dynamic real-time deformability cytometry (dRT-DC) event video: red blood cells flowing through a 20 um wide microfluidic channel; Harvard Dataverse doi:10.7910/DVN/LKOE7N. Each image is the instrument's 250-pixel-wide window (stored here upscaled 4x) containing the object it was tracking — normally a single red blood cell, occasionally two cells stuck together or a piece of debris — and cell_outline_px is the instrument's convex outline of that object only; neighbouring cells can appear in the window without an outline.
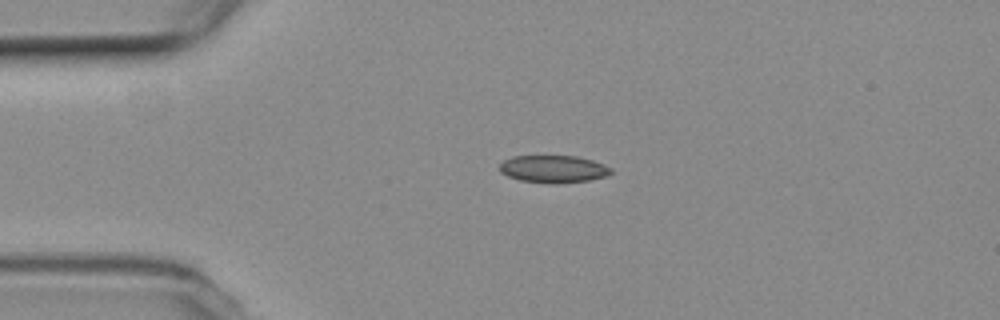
{"species": "common noctule bat (a hibernating species)", "species_latin": "Nyctalus noctula", "temperature_condition": "room temperature", "stored_images_in_passage": 44, "segment_of_instrument_passage": [1, 2], "camera_frame_rate_fps": 3000, "um_per_image_px": 0.085, "animal": {"sex": "female", "body_mass_g": 19.3, "forearm_length_mm": 54.1}, "frame": {"image": 1, "passage_image": 1, "time_ms": 0.0, "image_size_px": [1000, 320], "cell_outline_px": [[612, 172], [604, 176], [588, 180], [556, 184], [520, 180], [508, 176], [500, 172], [500, 164], [504, 160], [512, 156], [576, 156], [592, 160], [604, 164], [612, 168]], "centroid_in_image_um": [47.03, 14.36], "position_along_channel_um": 38.0, "area_um2": 17.69}}
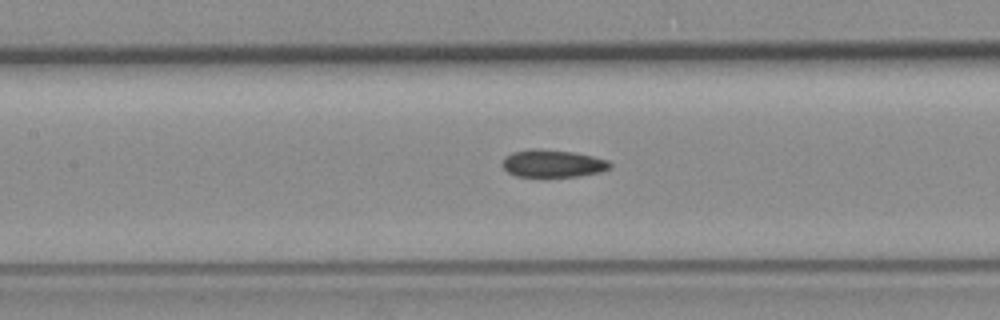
{"frame": {"image": 2, "passage_image": 13, "time_ms": 4.0, "image_size_px": [1000, 320], "cell_outline_px": [[612, 168], [600, 172], [580, 176], [544, 180], [516, 176], [508, 172], [504, 168], [504, 156], [512, 152], [532, 148], [536, 148], [576, 152], [608, 160], [612, 164]], "centroid_in_image_um": [46.99, 13.94], "position_along_channel_um": 160.4, "area_um2": 18.21}}
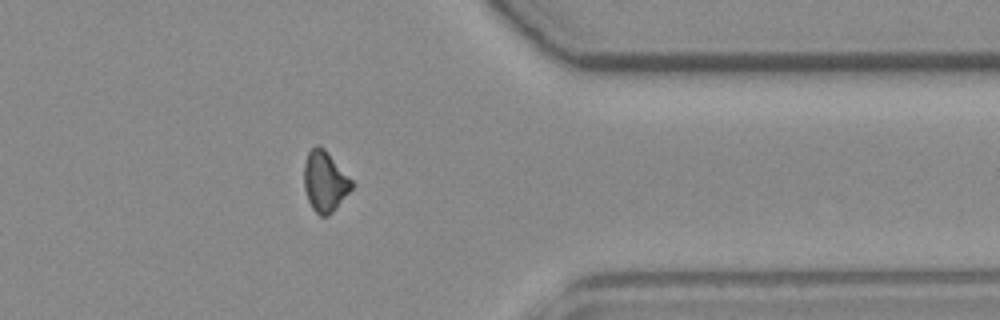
{"frame": {"image": 3, "passage_image": 32, "time_ms": 10.333, "image_size_px": [1000, 320], "cell_outline_px": [[356, 184], [332, 212], [328, 216], [320, 216], [312, 208], [308, 200], [304, 188], [304, 164], [308, 152], [316, 144], [324, 148], [328, 152]], "centroid_in_image_um": [27.62, 15.41], "position_along_channel_um": 383.8, "area_um2": 16.88}}